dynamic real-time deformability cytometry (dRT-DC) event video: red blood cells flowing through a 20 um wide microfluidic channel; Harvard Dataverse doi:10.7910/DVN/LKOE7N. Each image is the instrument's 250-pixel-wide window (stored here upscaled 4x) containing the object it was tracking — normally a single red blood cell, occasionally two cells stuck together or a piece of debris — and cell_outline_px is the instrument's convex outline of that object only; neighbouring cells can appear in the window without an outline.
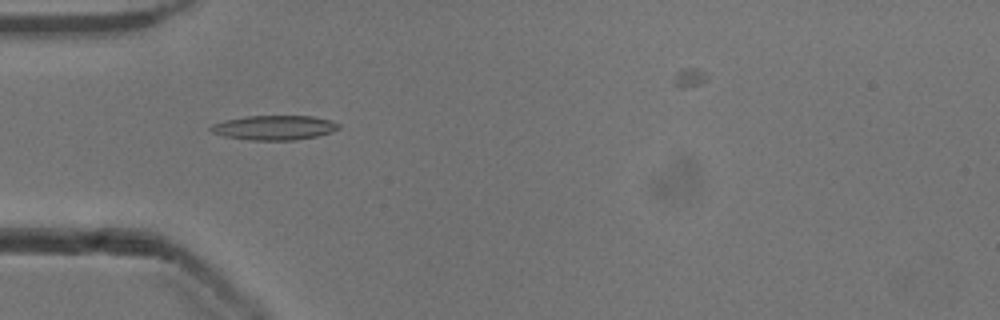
{"species": "common noctule bat (a hibernating species)", "species_latin": "Nyctalus noctula", "temperature_condition": "cold", "stored_images_in_passage": 49, "camera_frame_rate_fps": 3000, "um_per_image_px": 0.085, "animal": {"sex": "male", "body_mass_g": 13.3}, "frame": {"image": 1, "passage_image": 17, "time_ms": 5.333, "image_size_px": [1000, 320], "cell_outline_px": [[340, 128], [332, 132], [316, 136], [292, 140], [252, 140], [224, 136], [212, 132], [208, 128], [212, 124], [224, 120], [244, 116], [312, 116], [328, 120], [340, 124]], "centroid_in_image_um": [23.29, 10.84], "position_along_channel_um": 61.7, "area_um2": 18.21}}
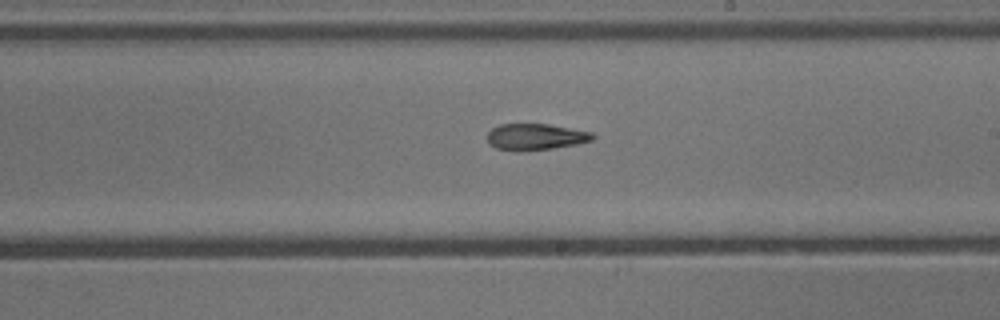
{"frame": {"image": 2, "passage_image": 31, "time_ms": 10.0, "image_size_px": [1000, 320], "cell_outline_px": [[596, 136], [592, 140], [576, 144], [552, 148], [524, 152], [516, 152], [496, 148], [488, 144], [488, 132], [492, 128], [500, 124], [548, 124], [592, 132]], "centroid_in_image_um": [45.49, 11.64], "position_along_channel_um": 243.5, "area_um2": 16.36}}
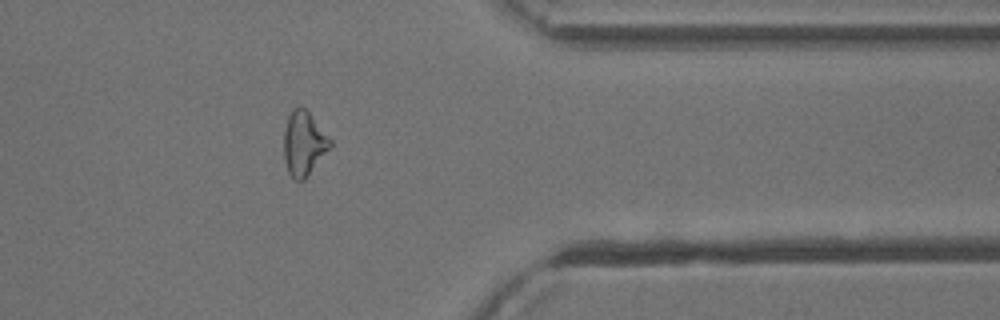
{"frame": {"image": 3, "passage_image": 43, "time_ms": 14.0, "image_size_px": [1000, 320], "cell_outline_px": [[332, 144], [304, 180], [296, 180], [288, 172], [284, 160], [284, 128], [288, 116], [292, 108], [300, 104], [308, 112], [332, 140]], "centroid_in_image_um": [25.79, 12.16], "position_along_channel_um": 385.6, "area_um2": 17.17}, "authors_computed_cell_mechanics": {"area_um2": 17.2244, "velocity_mm_per_s": 3.9207, "shape_relaxation_time_tau1_ms": 4.0736, "shape_relaxation_time_tau2_ms": 8.3604, "deformation_change_tau1": 0.1863, "deformation_change_tau2": 0.2268}}